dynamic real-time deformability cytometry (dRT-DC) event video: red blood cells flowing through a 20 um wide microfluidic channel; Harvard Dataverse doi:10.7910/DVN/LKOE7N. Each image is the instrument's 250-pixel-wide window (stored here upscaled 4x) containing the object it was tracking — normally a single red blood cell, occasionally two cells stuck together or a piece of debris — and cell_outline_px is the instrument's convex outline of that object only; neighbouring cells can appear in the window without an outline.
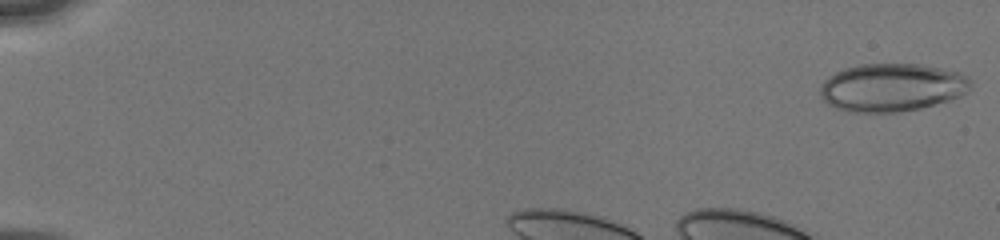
{"species": "human", "species_latin": "Homo sapiens", "temperature_condition": "cold", "stored_images_in_passage": 12, "camera_frame_rate_fps": 3000, "um_per_image_px": 0.085, "donor": {"sex": "male"}, "frame": {"image": 1, "passage_image": 1, "time_ms": 0.0, "image_size_px": [1000, 240], "cell_outline_px": [[972, 84], [960, 96], [948, 100], [920, 108], [900, 112], [848, 112], [824, 104], [820, 96], [820, 84], [828, 76], [844, 68], [860, 64], [916, 64], [960, 72], [968, 76], [972, 80]], "centroid_in_image_um": [75.75, 7.44], "position_along_channel_um": 9.2, "area_um2": 42.31}}